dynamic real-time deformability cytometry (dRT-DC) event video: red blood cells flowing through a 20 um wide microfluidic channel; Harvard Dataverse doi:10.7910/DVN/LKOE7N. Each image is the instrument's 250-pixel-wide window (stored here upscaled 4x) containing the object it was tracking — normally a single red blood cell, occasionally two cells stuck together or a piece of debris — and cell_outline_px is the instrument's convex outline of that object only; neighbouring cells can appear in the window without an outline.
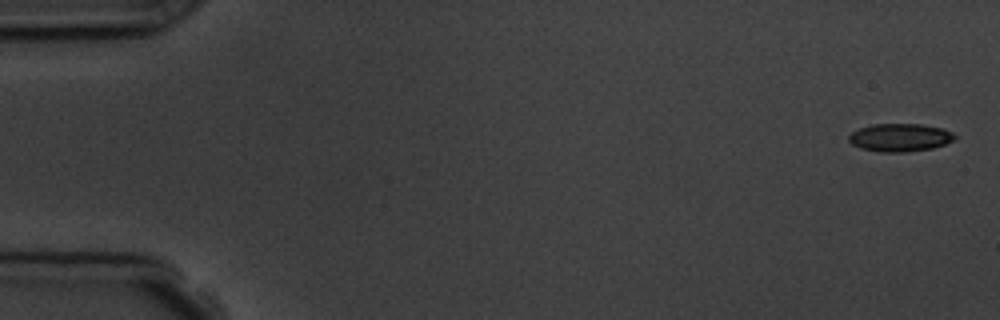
{"species": "common noctule bat (a hibernating species)", "species_latin": "Nyctalus noctula", "temperature_condition": "room temperature", "stored_images_in_passage": 6, "camera_frame_rate_fps": 3000, "um_per_image_px": 0.085, "animal": {"sex": "male", "body_mass_g": 19.5, "forearm_length_mm": 54.6}, "frame": {"image": 1, "passage_image": 1, "time_ms": 0.0, "image_size_px": [1000, 320], "cell_outline_px": [[956, 140], [932, 148], [908, 152], [880, 152], [860, 148], [852, 144], [848, 140], [848, 136], [852, 132], [860, 128], [872, 124], [920, 124], [940, 128], [952, 132], [956, 136]], "centroid_in_image_um": [76.49, 11.69], "position_along_channel_um": 8.5, "area_um2": 17.28}}
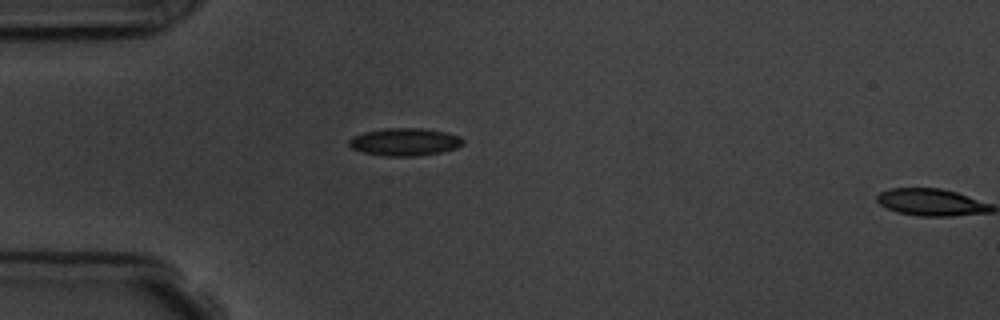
{"frame": {"image": 2, "passage_image": 5, "time_ms": 4.667, "image_size_px": [1000, 320], "cell_outline_px": [[464, 144], [456, 148], [444, 152], [412, 156], [384, 156], [364, 152], [352, 148], [348, 144], [348, 140], [352, 136], [364, 132], [384, 128], [420, 128], [448, 132], [460, 136], [464, 140]], "centroid_in_image_um": [34.42, 12.05], "position_along_channel_um": 50.6, "area_um2": 18.5}}